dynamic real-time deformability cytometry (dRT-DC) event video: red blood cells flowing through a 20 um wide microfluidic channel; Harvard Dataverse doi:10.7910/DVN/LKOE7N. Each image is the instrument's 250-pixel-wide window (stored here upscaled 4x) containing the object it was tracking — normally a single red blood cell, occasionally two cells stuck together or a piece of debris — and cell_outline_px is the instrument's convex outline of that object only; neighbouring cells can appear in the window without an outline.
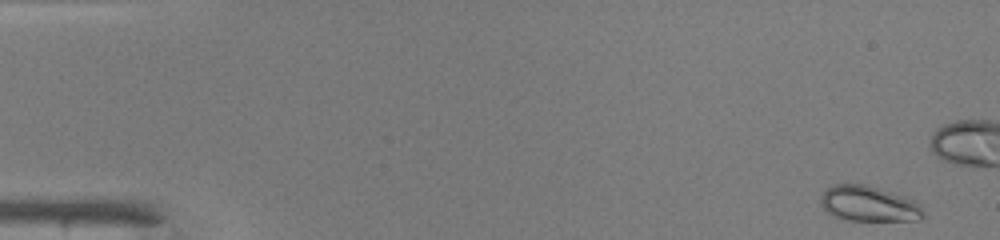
{"species": "common noctule bat (a hibernating species)", "species_latin": "Nyctalus noctula", "temperature_condition": "warm", "stored_images_in_passage": 49, "camera_frame_rate_fps": 3000, "um_per_image_px": 0.085, "animal": {"sex": "male", "body_mass_g": 19.0, "forearm_length_mm": 50.8}, "frame": {"image": 1, "passage_image": 2, "time_ms": 0.333, "image_size_px": [1000, 240], "cell_outline_px": [[924, 216], [920, 220], [844, 220], [832, 216], [820, 204], [820, 196], [828, 188], [836, 184], [868, 184], [904, 196], [920, 204], [924, 212]], "centroid_in_image_um": [73.84, 17.32], "position_along_channel_um": 11.2, "area_um2": 21.27}}
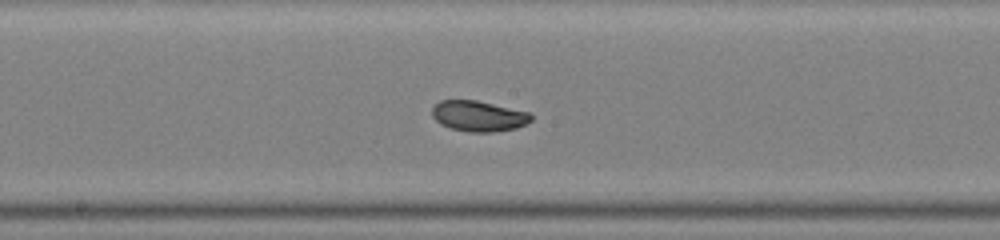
{"frame": {"image": 2, "passage_image": 26, "time_ms": 8.333, "image_size_px": [1000, 240], "cell_outline_px": [[532, 120], [516, 128], [492, 132], [468, 132], [452, 128], [440, 124], [432, 116], [432, 108], [440, 100], [476, 100], [528, 112], [532, 116]], "centroid_in_image_um": [40.65, 9.86], "position_along_channel_um": 207.5, "area_um2": 17.51}}
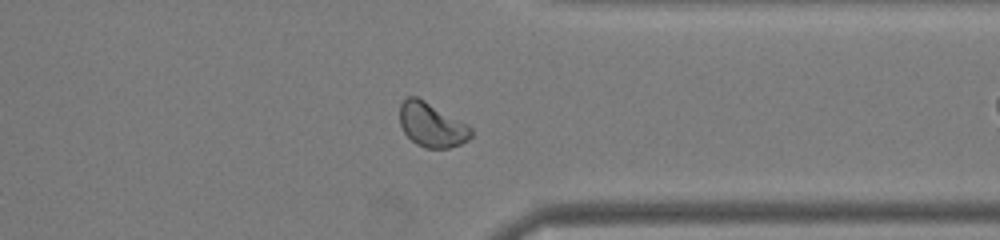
{"frame": {"image": 3, "passage_image": 38, "time_ms": 12.333, "image_size_px": [1000, 240], "cell_outline_px": [[472, 136], [468, 140], [460, 144], [448, 148], [424, 148], [416, 144], [404, 132], [400, 124], [400, 104], [408, 96], [416, 96], [424, 100], [468, 124], [472, 128]], "centroid_in_image_um": [36.7, 10.62], "position_along_channel_um": 374.7, "area_um2": 18.38}, "authors_computed_cell_mechanics": {"area_um2": 18.5538, "velocity_mm_per_s": 4.2262, "shape_relaxation_time_tau1_ms": 3.5583, "shape_relaxation_time_tau2_ms": null, "deformation_change_tau1": 0.1108, "deformation_change_tau2": null}}